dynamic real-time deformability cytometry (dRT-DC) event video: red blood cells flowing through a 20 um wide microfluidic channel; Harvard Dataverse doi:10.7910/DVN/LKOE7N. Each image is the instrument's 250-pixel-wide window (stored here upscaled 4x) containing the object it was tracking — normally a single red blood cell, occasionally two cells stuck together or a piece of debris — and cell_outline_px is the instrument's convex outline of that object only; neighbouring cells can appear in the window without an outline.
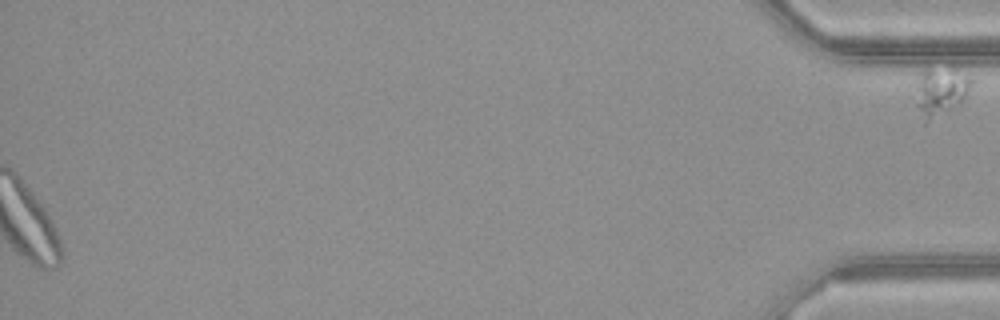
{"species": "common noctule bat (a hibernating species)", "species_latin": "Nyctalus noctula", "temperature_condition": "warm", "stored_images_in_passage": 50, "segment_of_instrument_passage": [2, 2], "camera_frame_rate_fps": 3000, "um_per_image_px": 0.085, "animal": {"sex": "female", "body_mass_g": 21.9}, "frame": {"image": 1, "passage_image": 50, "time_ms": 16.333, "image_size_px": [1000, 320], "cell_outline_px": [[976, 80], [960, 104], [924, 124], [916, 104], [920, 72], [924, 68], [928, 68]], "centroid_in_image_um": [79.91, 7.88], "position_along_channel_um": 355.3, "area_um2": 14.68}}